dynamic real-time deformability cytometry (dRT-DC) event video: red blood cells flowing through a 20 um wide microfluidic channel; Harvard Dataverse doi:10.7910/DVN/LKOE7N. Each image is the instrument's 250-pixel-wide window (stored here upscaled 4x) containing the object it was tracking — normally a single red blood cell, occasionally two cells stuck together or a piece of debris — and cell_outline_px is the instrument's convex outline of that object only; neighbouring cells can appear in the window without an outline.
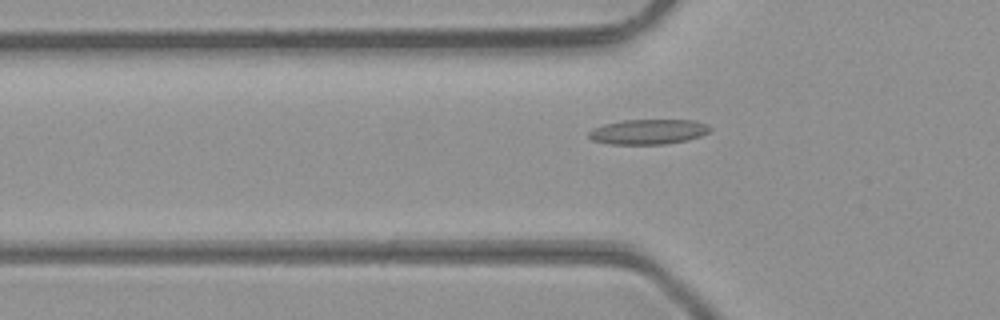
{"species": "common noctule bat (a hibernating species)", "species_latin": "Nyctalus noctula", "temperature_condition": "room temperature", "stored_images_in_passage": 35, "camera_frame_rate_fps": 3000, "um_per_image_px": 0.085, "animal": {"sex": "male", "body_mass_g": 23.1, "forearm_length_mm": 52.7}, "frame": {"image": 1, "passage_image": 4, "time_ms": 1.0, "image_size_px": [1000, 320], "cell_outline_px": [[712, 128], [708, 132], [700, 136], [688, 140], [664, 144], [608, 144], [592, 140], [588, 136], [588, 132], [592, 128], [604, 124], [624, 120], [692, 120], [708, 124]], "centroid_in_image_um": [55.09, 11.2], "position_along_channel_um": 70.7, "area_um2": 17.74}}
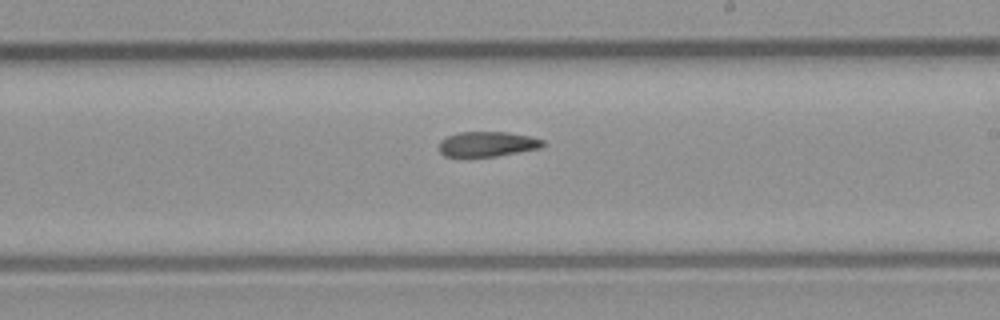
{"frame": {"image": 2, "passage_image": 16, "time_ms": 5.0, "image_size_px": [1000, 320], "cell_outline_px": [[544, 144], [540, 148], [496, 156], [444, 156], [440, 152], [440, 140], [448, 136], [460, 132], [508, 132], [528, 136], [544, 140]], "centroid_in_image_um": [41.42, 12.24], "position_along_channel_um": 247.6, "area_um2": 14.91}}
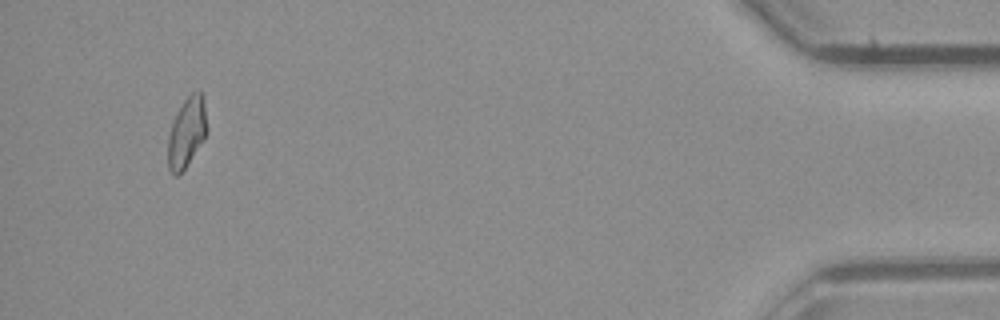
{"frame": {"image": 3, "passage_image": 33, "time_ms": 10.667, "image_size_px": [1000, 320], "cell_outline_px": [[208, 132], [184, 168], [176, 176], [172, 176], [168, 168], [168, 136], [176, 112], [184, 100], [192, 92], [204, 92]], "centroid_in_image_um": [15.88, 11.21], "position_along_channel_um": 419.3, "area_um2": 15.95}}